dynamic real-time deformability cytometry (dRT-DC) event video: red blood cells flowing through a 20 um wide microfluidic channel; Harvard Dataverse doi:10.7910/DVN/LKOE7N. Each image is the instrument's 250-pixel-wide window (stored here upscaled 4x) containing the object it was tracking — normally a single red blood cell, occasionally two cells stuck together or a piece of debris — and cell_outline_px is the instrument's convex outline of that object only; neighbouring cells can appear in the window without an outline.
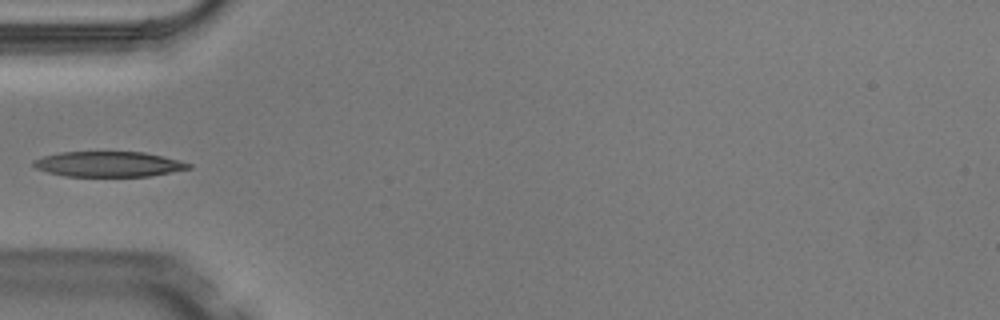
{"species": "Egyptian fruit bat (a non-hibernating species)", "species_latin": "Rousettus aegyptiacus", "temperature_condition": "warm", "stored_images_in_passage": 7, "camera_frame_rate_fps": 3000, "um_per_image_px": 0.085, "animal": {"sex": "male"}, "frame": {"image": 1, "passage_image": 6, "time_ms": 1.667, "image_size_px": [1000, 320], "cell_outline_px": [[192, 168], [148, 176], [64, 176], [48, 172], [36, 168], [32, 164], [32, 160], [44, 156], [60, 152], [144, 152], [180, 160], [192, 164]], "centroid_in_image_um": [9.22, 13.95], "position_along_channel_um": 75.8, "area_um2": 22.77}}